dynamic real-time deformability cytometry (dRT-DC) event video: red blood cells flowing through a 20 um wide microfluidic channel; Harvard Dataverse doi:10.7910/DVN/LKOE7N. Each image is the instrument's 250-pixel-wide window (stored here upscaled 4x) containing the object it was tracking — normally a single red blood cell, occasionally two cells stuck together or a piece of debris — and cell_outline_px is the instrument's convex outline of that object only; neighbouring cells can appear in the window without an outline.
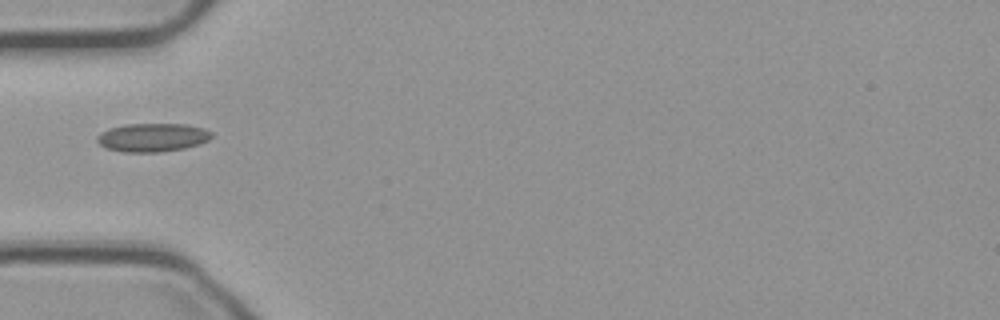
{"species": "common noctule bat (a hibernating species)", "species_latin": "Nyctalus noctula", "temperature_condition": "cold", "stored_images_in_passage": 38, "camera_frame_rate_fps": 3000, "um_per_image_px": 0.085, "animal": {"sex": "male", "body_mass_g": 23.1, "forearm_length_mm": 52.7}, "frame": {"image": 1, "passage_image": 1, "time_ms": 0.0, "image_size_px": [1000, 320], "cell_outline_px": [[212, 136], [208, 140], [200, 144], [184, 148], [156, 152], [124, 152], [108, 148], [100, 144], [96, 140], [96, 136], [100, 132], [124, 124], [188, 124], [204, 128], [212, 132]], "centroid_in_image_um": [12.98, 11.67], "position_along_channel_um": 72.0, "area_um2": 18.96}}
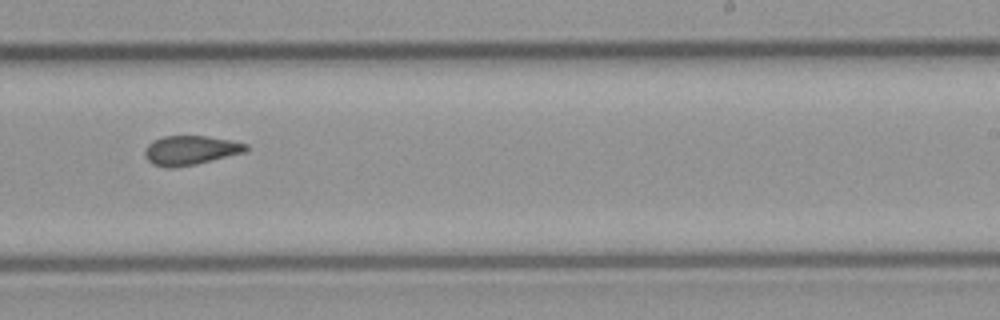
{"frame": {"image": 2, "passage_image": 17, "time_ms": 5.333, "image_size_px": [1000, 320], "cell_outline_px": [[248, 148], [244, 152], [196, 164], [172, 168], [164, 168], [152, 164], [144, 156], [144, 152], [148, 144], [152, 140], [164, 136], [208, 136], [248, 144]], "centroid_in_image_um": [16.14, 12.78], "position_along_channel_um": 272.9, "area_um2": 17.22}}
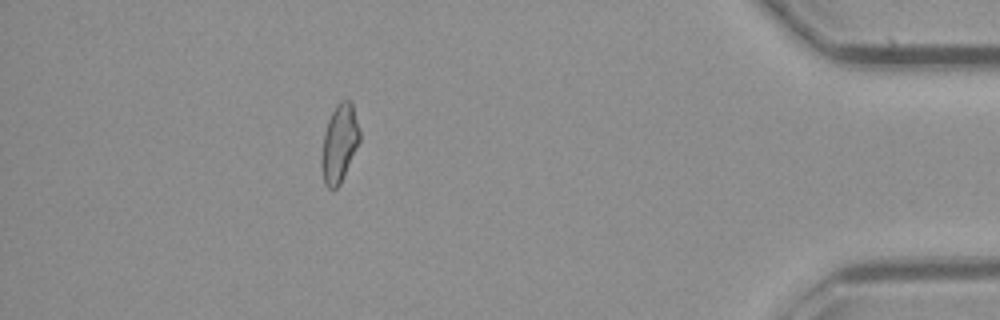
{"frame": {"image": 3, "passage_image": 32, "time_ms": 10.333, "image_size_px": [1000, 320], "cell_outline_px": [[360, 140], [340, 184], [336, 188], [328, 188], [324, 184], [320, 168], [320, 156], [324, 132], [328, 120], [336, 104], [340, 100], [352, 100], [360, 132]], "centroid_in_image_um": [28.82, 12.18], "position_along_channel_um": 406.4, "area_um2": 17.51}}